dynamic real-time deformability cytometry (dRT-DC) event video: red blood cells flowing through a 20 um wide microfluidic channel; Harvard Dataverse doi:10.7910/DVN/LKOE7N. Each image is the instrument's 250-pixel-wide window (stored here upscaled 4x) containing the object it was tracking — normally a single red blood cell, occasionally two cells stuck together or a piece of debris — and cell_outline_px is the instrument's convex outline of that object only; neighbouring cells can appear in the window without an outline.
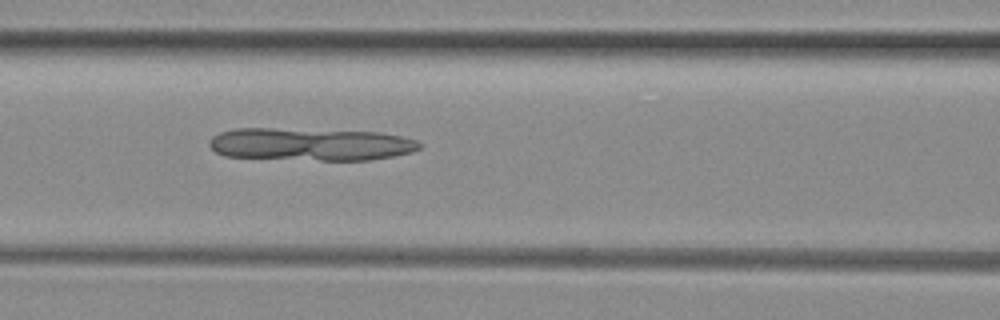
{"species": "common noctule bat (a hibernating species)", "species_latin": "Nyctalus noctula", "temperature_condition": "room temperature", "stored_images_in_passage": 50, "camera_frame_rate_fps": 3000, "um_per_image_px": 0.085, "animal": {"sex": "female", "body_mass_g": 29.2, "forearm_length_mm": 56.3}, "frame": {"image": 1, "passage_image": 21, "time_ms": 6.667, "image_size_px": [1000, 320], "cell_outline_px": [[424, 144], [420, 148], [412, 152], [392, 156], [368, 160], [320, 160], [224, 156], [216, 152], [208, 144], [208, 140], [212, 136], [220, 132], [236, 128], [272, 128], [376, 132], [400, 136], [416, 140]], "centroid_in_image_um": [26.37, 12.26], "position_along_channel_um": 140.2, "area_um2": 39.94}}
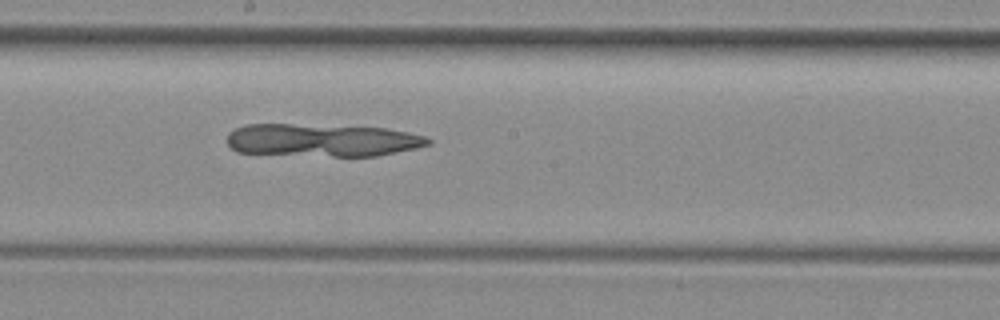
{"frame": {"image": 2, "passage_image": 27, "time_ms": 8.667, "image_size_px": [1000, 320], "cell_outline_px": [[432, 144], [416, 148], [376, 156], [332, 156], [236, 152], [228, 144], [228, 132], [244, 124], [292, 124], [384, 128], [408, 132], [424, 136], [432, 140]], "centroid_in_image_um": [27.39, 11.91], "position_along_channel_um": 220.8, "area_um2": 38.21}}
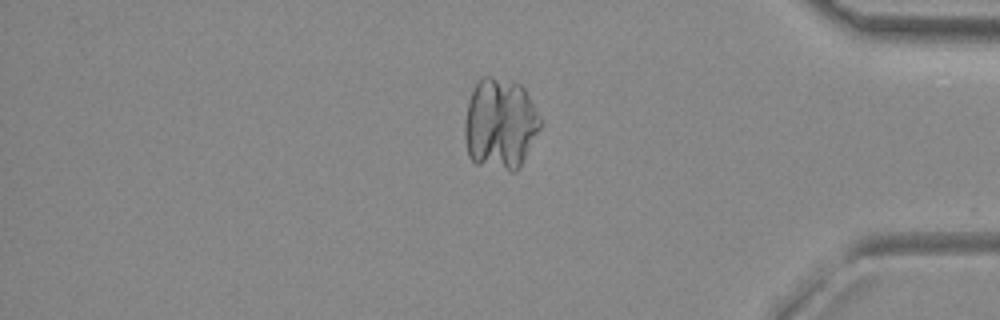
{"frame": {"image": 3, "passage_image": 42, "time_ms": 13.667, "image_size_px": [1000, 320], "cell_outline_px": [[544, 124], [516, 172], [508, 172], [476, 164], [468, 156], [464, 136], [464, 120], [468, 100], [472, 88], [484, 76], [492, 76], [520, 84], [524, 88]], "centroid_in_image_um": [42.5, 10.55], "position_along_channel_um": 392.7, "area_um2": 40.81}}